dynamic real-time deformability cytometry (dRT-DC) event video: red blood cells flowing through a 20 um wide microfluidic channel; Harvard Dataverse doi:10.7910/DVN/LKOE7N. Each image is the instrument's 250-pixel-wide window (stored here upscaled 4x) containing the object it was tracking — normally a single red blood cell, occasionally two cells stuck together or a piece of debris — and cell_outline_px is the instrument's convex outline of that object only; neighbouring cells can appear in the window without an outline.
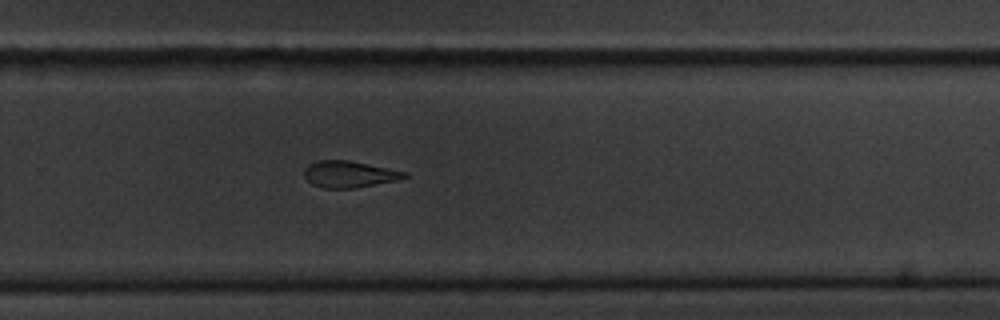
{"species": "common noctule bat (a hibernating species)", "species_latin": "Nyctalus noctula", "temperature_condition": "cold", "stored_images_in_passage": 11, "segment_of_instrument_passage": [1, 2], "camera_frame_rate_fps": 3000, "um_per_image_px": 0.085, "animal": {"sex": "male", "body_mass_g": 20.1, "forearm_length_mm": 53.5}, "frame": {"image": 1, "passage_image": 10, "time_ms": 11.667, "image_size_px": [1000, 320], "cell_outline_px": [[408, 176], [400, 180], [356, 188], [324, 188], [312, 184], [304, 176], [304, 168], [308, 164], [320, 160], [348, 160], [408, 172]], "centroid_in_image_um": [29.7, 14.81], "position_along_channel_um": 300.1, "area_um2": 15.61}}